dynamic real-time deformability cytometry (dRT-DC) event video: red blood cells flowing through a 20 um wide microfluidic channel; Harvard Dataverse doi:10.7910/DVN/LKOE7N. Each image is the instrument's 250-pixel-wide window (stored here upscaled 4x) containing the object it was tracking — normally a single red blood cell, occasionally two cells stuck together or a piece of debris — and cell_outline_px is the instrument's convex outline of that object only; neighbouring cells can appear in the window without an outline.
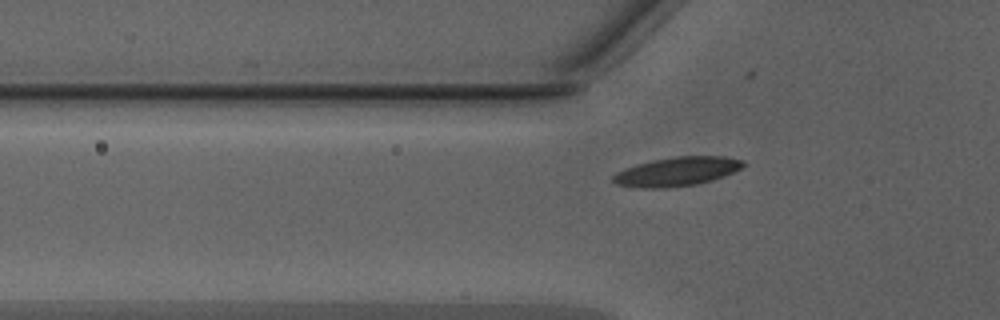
{"species": "Egyptian fruit bat (a non-hibernating species)", "species_latin": "Rousettus aegyptiacus", "temperature_condition": "warm", "stored_images_in_passage": 30, "camera_frame_rate_fps": 3000, "um_per_image_px": 0.085, "animal": {"sex": "male"}, "frame": {"image": 1, "passage_image": 3, "time_ms": 0.667, "image_size_px": [1000, 320], "cell_outline_px": [[748, 164], [724, 176], [712, 180], [696, 184], [668, 188], [640, 188], [616, 184], [612, 180], [612, 176], [616, 172], [624, 168], [636, 164], [652, 160], [676, 156], [724, 156], [744, 160]], "centroid_in_image_um": [57.53, 14.58], "position_along_channel_um": 68.3, "area_um2": 22.14}}
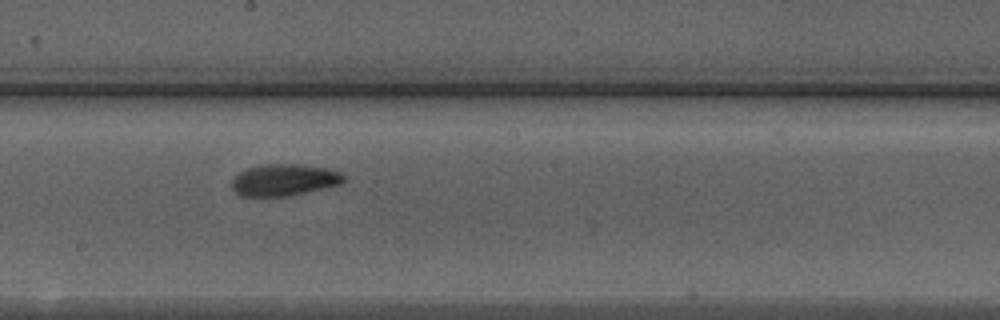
{"frame": {"image": 2, "passage_image": 14, "time_ms": 4.333, "image_size_px": [1000, 320], "cell_outline_px": [[344, 180], [340, 184], [288, 196], [240, 196], [232, 188], [232, 180], [240, 172], [248, 168], [264, 164], [300, 164], [324, 168], [340, 172], [344, 176]], "centroid_in_image_um": [24.13, 15.29], "position_along_channel_um": 224.1, "area_um2": 20.4}}
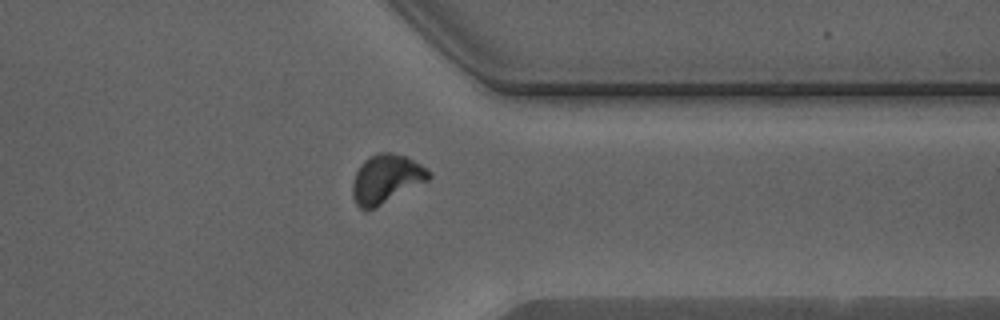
{"frame": {"image": 3, "passage_image": 25, "time_ms": 8.0, "image_size_px": [1000, 320], "cell_outline_px": [[432, 176], [428, 180], [376, 208], [368, 212], [360, 208], [356, 204], [352, 196], [352, 180], [360, 164], [364, 160], [376, 152], [392, 152], [404, 156], [420, 164], [432, 172]], "centroid_in_image_um": [32.79, 15.22], "position_along_channel_um": 378.6, "area_um2": 21.91}, "authors_computed_cell_mechanics": {"area_um2": 20.5768, "velocity_mm_per_s": 4.2921, "shape_relaxation_time_tau1_ms": 3.132, "shape_relaxation_time_tau2_ms": 2.4868, "deformation_change_tau1": 0.1503, "deformation_change_tau2": 0.0776}}